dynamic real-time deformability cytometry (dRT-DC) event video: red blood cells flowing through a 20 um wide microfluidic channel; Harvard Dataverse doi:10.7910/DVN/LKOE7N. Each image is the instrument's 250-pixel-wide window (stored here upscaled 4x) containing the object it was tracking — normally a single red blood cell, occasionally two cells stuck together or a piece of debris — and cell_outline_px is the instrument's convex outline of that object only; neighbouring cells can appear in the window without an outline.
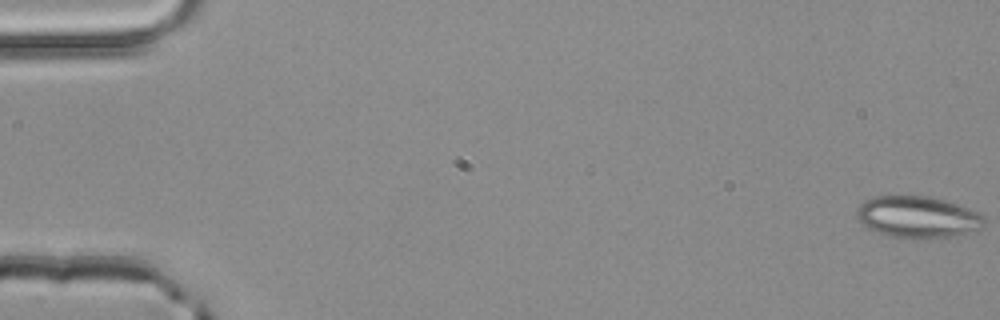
{"species": "common noctule bat (a hibernating species)", "species_latin": "Nyctalus noctula", "temperature_condition": "room temperature", "stored_images_in_passage": 53, "camera_frame_rate_fps": 3000, "um_per_image_px": 0.085, "animal": {"sex": "male", "body_mass_g": 20.4}, "frame": {"image": 1, "passage_image": 1, "time_ms": 0.0, "image_size_px": [1000, 320], "cell_outline_px": [[984, 224], [980, 228], [964, 236], [888, 236], [876, 232], [864, 224], [856, 216], [856, 212], [860, 204], [864, 200], [872, 196], [932, 196], [980, 212], [984, 216]], "centroid_in_image_um": [78.03, 18.41], "position_along_channel_um": 7.0, "area_um2": 30.52}}
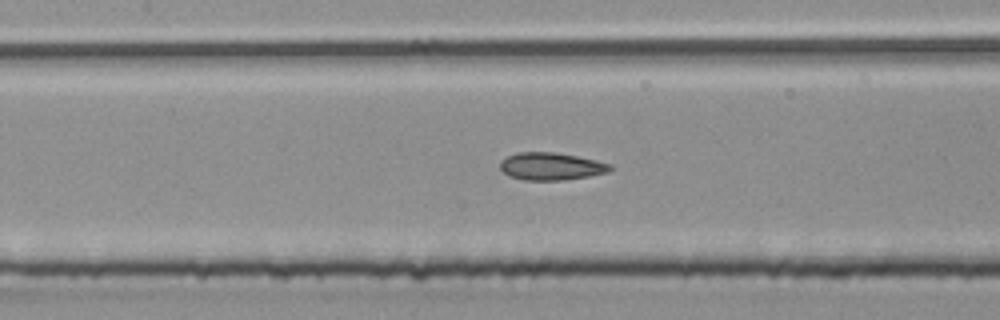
{"frame": {"image": 2, "passage_image": 25, "time_ms": 8.0, "image_size_px": [1000, 320], "cell_outline_px": [[612, 168], [608, 172], [588, 176], [564, 180], [524, 180], [508, 176], [500, 168], [500, 160], [516, 152], [556, 152], [596, 160], [612, 164]], "centroid_in_image_um": [46.82, 14.13], "position_along_channel_um": 160.6, "area_um2": 17.69}}
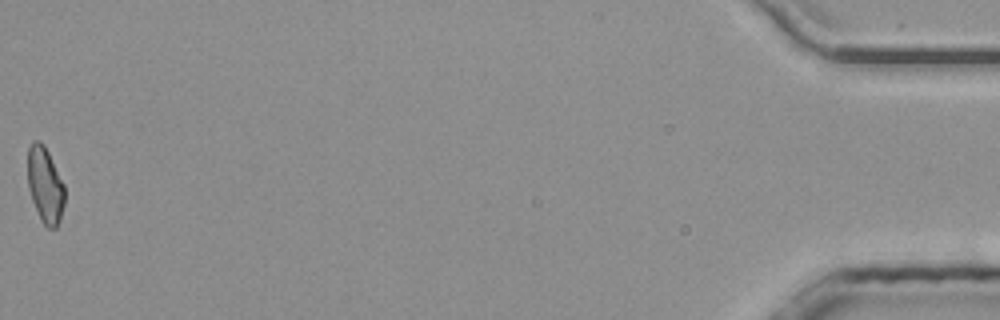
{"frame": {"image": 3, "passage_image": 53, "time_ms": 17.333, "image_size_px": [1000, 320], "cell_outline_px": [[64, 204], [60, 220], [56, 228], [48, 228], [40, 220], [32, 200], [28, 188], [28, 148], [32, 140], [40, 140], [44, 144], [64, 184]], "centroid_in_image_um": [3.82, 15.72], "position_along_channel_um": 431.4, "area_um2": 16.42}, "authors_computed_cell_mechanics": {"area_um2": 17.3978, "velocity_mm_per_s": 4.0194, "shape_relaxation_time_tau1_ms": null, "shape_relaxation_time_tau2_ms": 1.7621, "deformation_change_tau1": null, "deformation_change_tau2": 0.0818}}